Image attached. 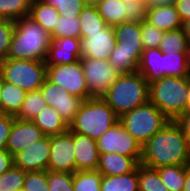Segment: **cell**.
Instances as JSON below:
<instances>
[{"instance_id": "7c38bea8", "label": "cell", "mask_w": 190, "mask_h": 191, "mask_svg": "<svg viewBox=\"0 0 190 191\" xmlns=\"http://www.w3.org/2000/svg\"><path fill=\"white\" fill-rule=\"evenodd\" d=\"M40 90L47 105L55 108L59 116L69 125L79 112L84 100L71 95L66 89L53 84L48 79L45 80Z\"/></svg>"}, {"instance_id": "e575fe53", "label": "cell", "mask_w": 190, "mask_h": 191, "mask_svg": "<svg viewBox=\"0 0 190 191\" xmlns=\"http://www.w3.org/2000/svg\"><path fill=\"white\" fill-rule=\"evenodd\" d=\"M143 53L111 52L109 64L120 74L138 71V64Z\"/></svg>"}, {"instance_id": "1f68e13d", "label": "cell", "mask_w": 190, "mask_h": 191, "mask_svg": "<svg viewBox=\"0 0 190 191\" xmlns=\"http://www.w3.org/2000/svg\"><path fill=\"white\" fill-rule=\"evenodd\" d=\"M103 175L98 170L73 173V191H101Z\"/></svg>"}, {"instance_id": "d6986e66", "label": "cell", "mask_w": 190, "mask_h": 191, "mask_svg": "<svg viewBox=\"0 0 190 191\" xmlns=\"http://www.w3.org/2000/svg\"><path fill=\"white\" fill-rule=\"evenodd\" d=\"M139 163L132 157L118 153L99 154L97 170L105 176L122 175L133 172Z\"/></svg>"}, {"instance_id": "ee69618b", "label": "cell", "mask_w": 190, "mask_h": 191, "mask_svg": "<svg viewBox=\"0 0 190 191\" xmlns=\"http://www.w3.org/2000/svg\"><path fill=\"white\" fill-rule=\"evenodd\" d=\"M14 120V116L0 113V150L6 148L8 136L13 126Z\"/></svg>"}, {"instance_id": "f6af8a7d", "label": "cell", "mask_w": 190, "mask_h": 191, "mask_svg": "<svg viewBox=\"0 0 190 191\" xmlns=\"http://www.w3.org/2000/svg\"><path fill=\"white\" fill-rule=\"evenodd\" d=\"M175 121L181 128L184 136L187 138V141L190 145V111H186Z\"/></svg>"}, {"instance_id": "7dc6e473", "label": "cell", "mask_w": 190, "mask_h": 191, "mask_svg": "<svg viewBox=\"0 0 190 191\" xmlns=\"http://www.w3.org/2000/svg\"><path fill=\"white\" fill-rule=\"evenodd\" d=\"M175 7L182 22L190 19V0H176Z\"/></svg>"}, {"instance_id": "d6a6232c", "label": "cell", "mask_w": 190, "mask_h": 191, "mask_svg": "<svg viewBox=\"0 0 190 191\" xmlns=\"http://www.w3.org/2000/svg\"><path fill=\"white\" fill-rule=\"evenodd\" d=\"M31 0H0V16L2 19L16 21L29 16Z\"/></svg>"}, {"instance_id": "4316f807", "label": "cell", "mask_w": 190, "mask_h": 191, "mask_svg": "<svg viewBox=\"0 0 190 191\" xmlns=\"http://www.w3.org/2000/svg\"><path fill=\"white\" fill-rule=\"evenodd\" d=\"M95 6L108 26L126 22L124 2L120 0H99Z\"/></svg>"}, {"instance_id": "484cf974", "label": "cell", "mask_w": 190, "mask_h": 191, "mask_svg": "<svg viewBox=\"0 0 190 191\" xmlns=\"http://www.w3.org/2000/svg\"><path fill=\"white\" fill-rule=\"evenodd\" d=\"M26 91L3 80L1 90L2 113L15 116L25 99Z\"/></svg>"}, {"instance_id": "4fadbf2b", "label": "cell", "mask_w": 190, "mask_h": 191, "mask_svg": "<svg viewBox=\"0 0 190 191\" xmlns=\"http://www.w3.org/2000/svg\"><path fill=\"white\" fill-rule=\"evenodd\" d=\"M115 45L116 35L113 26H107L100 32L85 33V37L80 38V59L91 58L108 61Z\"/></svg>"}, {"instance_id": "2e32d148", "label": "cell", "mask_w": 190, "mask_h": 191, "mask_svg": "<svg viewBox=\"0 0 190 191\" xmlns=\"http://www.w3.org/2000/svg\"><path fill=\"white\" fill-rule=\"evenodd\" d=\"M80 60V38L51 37L50 46L45 60L46 65H65Z\"/></svg>"}, {"instance_id": "7a4b0ae2", "label": "cell", "mask_w": 190, "mask_h": 191, "mask_svg": "<svg viewBox=\"0 0 190 191\" xmlns=\"http://www.w3.org/2000/svg\"><path fill=\"white\" fill-rule=\"evenodd\" d=\"M51 34L29 16L14 21V32L6 59L45 62Z\"/></svg>"}, {"instance_id": "5bb4252c", "label": "cell", "mask_w": 190, "mask_h": 191, "mask_svg": "<svg viewBox=\"0 0 190 191\" xmlns=\"http://www.w3.org/2000/svg\"><path fill=\"white\" fill-rule=\"evenodd\" d=\"M50 136H44L13 156L14 165L25 172L48 171Z\"/></svg>"}, {"instance_id": "74e56055", "label": "cell", "mask_w": 190, "mask_h": 191, "mask_svg": "<svg viewBox=\"0 0 190 191\" xmlns=\"http://www.w3.org/2000/svg\"><path fill=\"white\" fill-rule=\"evenodd\" d=\"M57 9L61 16L79 17L82 9L87 5L85 0H41Z\"/></svg>"}, {"instance_id": "e0dca14e", "label": "cell", "mask_w": 190, "mask_h": 191, "mask_svg": "<svg viewBox=\"0 0 190 191\" xmlns=\"http://www.w3.org/2000/svg\"><path fill=\"white\" fill-rule=\"evenodd\" d=\"M116 45L111 52L143 53L141 22L127 21L113 26Z\"/></svg>"}, {"instance_id": "52a82bcc", "label": "cell", "mask_w": 190, "mask_h": 191, "mask_svg": "<svg viewBox=\"0 0 190 191\" xmlns=\"http://www.w3.org/2000/svg\"><path fill=\"white\" fill-rule=\"evenodd\" d=\"M3 80L26 92L39 90L47 79V65L43 61L23 59L0 60Z\"/></svg>"}, {"instance_id": "bcb514c9", "label": "cell", "mask_w": 190, "mask_h": 191, "mask_svg": "<svg viewBox=\"0 0 190 191\" xmlns=\"http://www.w3.org/2000/svg\"><path fill=\"white\" fill-rule=\"evenodd\" d=\"M13 164V156L6 149L0 150V175L8 171Z\"/></svg>"}, {"instance_id": "f35d334b", "label": "cell", "mask_w": 190, "mask_h": 191, "mask_svg": "<svg viewBox=\"0 0 190 191\" xmlns=\"http://www.w3.org/2000/svg\"><path fill=\"white\" fill-rule=\"evenodd\" d=\"M165 31L153 26L147 20L141 21V35L143 48H159Z\"/></svg>"}, {"instance_id": "7bdbcfd3", "label": "cell", "mask_w": 190, "mask_h": 191, "mask_svg": "<svg viewBox=\"0 0 190 191\" xmlns=\"http://www.w3.org/2000/svg\"><path fill=\"white\" fill-rule=\"evenodd\" d=\"M13 32L14 21L3 19L0 22V60L6 59Z\"/></svg>"}, {"instance_id": "f907efd6", "label": "cell", "mask_w": 190, "mask_h": 191, "mask_svg": "<svg viewBox=\"0 0 190 191\" xmlns=\"http://www.w3.org/2000/svg\"><path fill=\"white\" fill-rule=\"evenodd\" d=\"M183 191H190V163L185 165V184Z\"/></svg>"}, {"instance_id": "60d3db41", "label": "cell", "mask_w": 190, "mask_h": 191, "mask_svg": "<svg viewBox=\"0 0 190 191\" xmlns=\"http://www.w3.org/2000/svg\"><path fill=\"white\" fill-rule=\"evenodd\" d=\"M23 188L26 191H49L48 171L26 172Z\"/></svg>"}, {"instance_id": "cb8c5ba5", "label": "cell", "mask_w": 190, "mask_h": 191, "mask_svg": "<svg viewBox=\"0 0 190 191\" xmlns=\"http://www.w3.org/2000/svg\"><path fill=\"white\" fill-rule=\"evenodd\" d=\"M60 14L57 9L41 0H33L29 17L38 22L50 34L53 32Z\"/></svg>"}, {"instance_id": "ba28073f", "label": "cell", "mask_w": 190, "mask_h": 191, "mask_svg": "<svg viewBox=\"0 0 190 191\" xmlns=\"http://www.w3.org/2000/svg\"><path fill=\"white\" fill-rule=\"evenodd\" d=\"M99 154L118 153L134 158L139 164L142 158V146L123 127L120 121L96 139Z\"/></svg>"}, {"instance_id": "f5cc1de1", "label": "cell", "mask_w": 190, "mask_h": 191, "mask_svg": "<svg viewBox=\"0 0 190 191\" xmlns=\"http://www.w3.org/2000/svg\"><path fill=\"white\" fill-rule=\"evenodd\" d=\"M2 86H3V78L0 75V113H2V104H1V90H2Z\"/></svg>"}, {"instance_id": "11a10c76", "label": "cell", "mask_w": 190, "mask_h": 191, "mask_svg": "<svg viewBox=\"0 0 190 191\" xmlns=\"http://www.w3.org/2000/svg\"><path fill=\"white\" fill-rule=\"evenodd\" d=\"M120 1H122V2H131V1H138V0H120Z\"/></svg>"}, {"instance_id": "f546056e", "label": "cell", "mask_w": 190, "mask_h": 191, "mask_svg": "<svg viewBox=\"0 0 190 191\" xmlns=\"http://www.w3.org/2000/svg\"><path fill=\"white\" fill-rule=\"evenodd\" d=\"M162 182L170 191H183L185 184V165H170L156 169Z\"/></svg>"}, {"instance_id": "6da1fadb", "label": "cell", "mask_w": 190, "mask_h": 191, "mask_svg": "<svg viewBox=\"0 0 190 191\" xmlns=\"http://www.w3.org/2000/svg\"><path fill=\"white\" fill-rule=\"evenodd\" d=\"M190 145L176 121H169L142 146L140 164L157 169L170 165H188Z\"/></svg>"}, {"instance_id": "30bf717a", "label": "cell", "mask_w": 190, "mask_h": 191, "mask_svg": "<svg viewBox=\"0 0 190 191\" xmlns=\"http://www.w3.org/2000/svg\"><path fill=\"white\" fill-rule=\"evenodd\" d=\"M80 61L89 93L93 97H101L120 76L106 60L82 58Z\"/></svg>"}, {"instance_id": "277c9868", "label": "cell", "mask_w": 190, "mask_h": 191, "mask_svg": "<svg viewBox=\"0 0 190 191\" xmlns=\"http://www.w3.org/2000/svg\"><path fill=\"white\" fill-rule=\"evenodd\" d=\"M118 121L119 117L102 97H92L83 101L69 130L96 140Z\"/></svg>"}, {"instance_id": "ac0fdd59", "label": "cell", "mask_w": 190, "mask_h": 191, "mask_svg": "<svg viewBox=\"0 0 190 191\" xmlns=\"http://www.w3.org/2000/svg\"><path fill=\"white\" fill-rule=\"evenodd\" d=\"M76 171L97 170L99 151L95 139L74 133Z\"/></svg>"}, {"instance_id": "b9f144b4", "label": "cell", "mask_w": 190, "mask_h": 191, "mask_svg": "<svg viewBox=\"0 0 190 191\" xmlns=\"http://www.w3.org/2000/svg\"><path fill=\"white\" fill-rule=\"evenodd\" d=\"M124 7L126 10V22H141L146 20L148 9L147 0L124 2Z\"/></svg>"}, {"instance_id": "ffe728a7", "label": "cell", "mask_w": 190, "mask_h": 191, "mask_svg": "<svg viewBox=\"0 0 190 191\" xmlns=\"http://www.w3.org/2000/svg\"><path fill=\"white\" fill-rule=\"evenodd\" d=\"M138 72L143 75L148 84L164 78L162 50L159 48L144 49L138 64Z\"/></svg>"}, {"instance_id": "f1b7e54d", "label": "cell", "mask_w": 190, "mask_h": 191, "mask_svg": "<svg viewBox=\"0 0 190 191\" xmlns=\"http://www.w3.org/2000/svg\"><path fill=\"white\" fill-rule=\"evenodd\" d=\"M46 106L47 102L40 89L27 92L19 112L14 117L22 121H32Z\"/></svg>"}, {"instance_id": "3957f363", "label": "cell", "mask_w": 190, "mask_h": 191, "mask_svg": "<svg viewBox=\"0 0 190 191\" xmlns=\"http://www.w3.org/2000/svg\"><path fill=\"white\" fill-rule=\"evenodd\" d=\"M101 97L120 118L149 101V84L138 71L123 73Z\"/></svg>"}, {"instance_id": "ab89813d", "label": "cell", "mask_w": 190, "mask_h": 191, "mask_svg": "<svg viewBox=\"0 0 190 191\" xmlns=\"http://www.w3.org/2000/svg\"><path fill=\"white\" fill-rule=\"evenodd\" d=\"M49 191H73V173L48 170Z\"/></svg>"}, {"instance_id": "8992f818", "label": "cell", "mask_w": 190, "mask_h": 191, "mask_svg": "<svg viewBox=\"0 0 190 191\" xmlns=\"http://www.w3.org/2000/svg\"><path fill=\"white\" fill-rule=\"evenodd\" d=\"M126 131L143 146L170 120L150 101L119 118Z\"/></svg>"}, {"instance_id": "c3c4849f", "label": "cell", "mask_w": 190, "mask_h": 191, "mask_svg": "<svg viewBox=\"0 0 190 191\" xmlns=\"http://www.w3.org/2000/svg\"><path fill=\"white\" fill-rule=\"evenodd\" d=\"M176 0H147L148 7L175 5Z\"/></svg>"}, {"instance_id": "836d02e7", "label": "cell", "mask_w": 190, "mask_h": 191, "mask_svg": "<svg viewBox=\"0 0 190 191\" xmlns=\"http://www.w3.org/2000/svg\"><path fill=\"white\" fill-rule=\"evenodd\" d=\"M139 191H170L156 169L138 165Z\"/></svg>"}, {"instance_id": "681fc988", "label": "cell", "mask_w": 190, "mask_h": 191, "mask_svg": "<svg viewBox=\"0 0 190 191\" xmlns=\"http://www.w3.org/2000/svg\"><path fill=\"white\" fill-rule=\"evenodd\" d=\"M184 35L186 36L187 42L190 46V19L182 22V28Z\"/></svg>"}, {"instance_id": "7402d4cb", "label": "cell", "mask_w": 190, "mask_h": 191, "mask_svg": "<svg viewBox=\"0 0 190 191\" xmlns=\"http://www.w3.org/2000/svg\"><path fill=\"white\" fill-rule=\"evenodd\" d=\"M32 121L45 136H55L69 130V125L59 116L58 111L48 105Z\"/></svg>"}, {"instance_id": "5b68a950", "label": "cell", "mask_w": 190, "mask_h": 191, "mask_svg": "<svg viewBox=\"0 0 190 191\" xmlns=\"http://www.w3.org/2000/svg\"><path fill=\"white\" fill-rule=\"evenodd\" d=\"M187 77H164L149 84V101L170 121L186 112Z\"/></svg>"}, {"instance_id": "83f0119b", "label": "cell", "mask_w": 190, "mask_h": 191, "mask_svg": "<svg viewBox=\"0 0 190 191\" xmlns=\"http://www.w3.org/2000/svg\"><path fill=\"white\" fill-rule=\"evenodd\" d=\"M80 38L85 37V33H95L103 31L108 25L99 15L95 5L87 4L79 15Z\"/></svg>"}, {"instance_id": "8d00e7d4", "label": "cell", "mask_w": 190, "mask_h": 191, "mask_svg": "<svg viewBox=\"0 0 190 191\" xmlns=\"http://www.w3.org/2000/svg\"><path fill=\"white\" fill-rule=\"evenodd\" d=\"M26 172L13 166L0 175V191H17L24 186Z\"/></svg>"}, {"instance_id": "9c48e42d", "label": "cell", "mask_w": 190, "mask_h": 191, "mask_svg": "<svg viewBox=\"0 0 190 191\" xmlns=\"http://www.w3.org/2000/svg\"><path fill=\"white\" fill-rule=\"evenodd\" d=\"M47 79L83 100L93 97L89 93L80 60L65 65H47Z\"/></svg>"}, {"instance_id": "9f6ffc18", "label": "cell", "mask_w": 190, "mask_h": 191, "mask_svg": "<svg viewBox=\"0 0 190 191\" xmlns=\"http://www.w3.org/2000/svg\"><path fill=\"white\" fill-rule=\"evenodd\" d=\"M17 191H26L24 188H22V189H19V190H17Z\"/></svg>"}, {"instance_id": "4dcf8cb0", "label": "cell", "mask_w": 190, "mask_h": 191, "mask_svg": "<svg viewBox=\"0 0 190 191\" xmlns=\"http://www.w3.org/2000/svg\"><path fill=\"white\" fill-rule=\"evenodd\" d=\"M159 49L163 54L190 52V46L182 29L166 31L160 42Z\"/></svg>"}, {"instance_id": "8fae6325", "label": "cell", "mask_w": 190, "mask_h": 191, "mask_svg": "<svg viewBox=\"0 0 190 191\" xmlns=\"http://www.w3.org/2000/svg\"><path fill=\"white\" fill-rule=\"evenodd\" d=\"M48 170L74 173L76 172L74 133L50 136V156Z\"/></svg>"}, {"instance_id": "603a6c76", "label": "cell", "mask_w": 190, "mask_h": 191, "mask_svg": "<svg viewBox=\"0 0 190 191\" xmlns=\"http://www.w3.org/2000/svg\"><path fill=\"white\" fill-rule=\"evenodd\" d=\"M164 77H189L190 52L163 54Z\"/></svg>"}, {"instance_id": "d590c367", "label": "cell", "mask_w": 190, "mask_h": 191, "mask_svg": "<svg viewBox=\"0 0 190 191\" xmlns=\"http://www.w3.org/2000/svg\"><path fill=\"white\" fill-rule=\"evenodd\" d=\"M53 38L74 37L80 38L79 17L59 16L53 32Z\"/></svg>"}, {"instance_id": "d4e9b609", "label": "cell", "mask_w": 190, "mask_h": 191, "mask_svg": "<svg viewBox=\"0 0 190 191\" xmlns=\"http://www.w3.org/2000/svg\"><path fill=\"white\" fill-rule=\"evenodd\" d=\"M101 191H139L138 166L133 172L126 174L103 175Z\"/></svg>"}, {"instance_id": "44dd1931", "label": "cell", "mask_w": 190, "mask_h": 191, "mask_svg": "<svg viewBox=\"0 0 190 191\" xmlns=\"http://www.w3.org/2000/svg\"><path fill=\"white\" fill-rule=\"evenodd\" d=\"M146 20L165 32L182 28V20L175 5L148 7Z\"/></svg>"}, {"instance_id": "816d5d0a", "label": "cell", "mask_w": 190, "mask_h": 191, "mask_svg": "<svg viewBox=\"0 0 190 191\" xmlns=\"http://www.w3.org/2000/svg\"><path fill=\"white\" fill-rule=\"evenodd\" d=\"M187 89L186 111H190V76L187 77Z\"/></svg>"}, {"instance_id": "db71d44e", "label": "cell", "mask_w": 190, "mask_h": 191, "mask_svg": "<svg viewBox=\"0 0 190 191\" xmlns=\"http://www.w3.org/2000/svg\"><path fill=\"white\" fill-rule=\"evenodd\" d=\"M99 0H85L86 4L95 5Z\"/></svg>"}, {"instance_id": "9a60e30c", "label": "cell", "mask_w": 190, "mask_h": 191, "mask_svg": "<svg viewBox=\"0 0 190 191\" xmlns=\"http://www.w3.org/2000/svg\"><path fill=\"white\" fill-rule=\"evenodd\" d=\"M44 136V133L33 121H22L15 118L5 149L14 156Z\"/></svg>"}]
</instances>
